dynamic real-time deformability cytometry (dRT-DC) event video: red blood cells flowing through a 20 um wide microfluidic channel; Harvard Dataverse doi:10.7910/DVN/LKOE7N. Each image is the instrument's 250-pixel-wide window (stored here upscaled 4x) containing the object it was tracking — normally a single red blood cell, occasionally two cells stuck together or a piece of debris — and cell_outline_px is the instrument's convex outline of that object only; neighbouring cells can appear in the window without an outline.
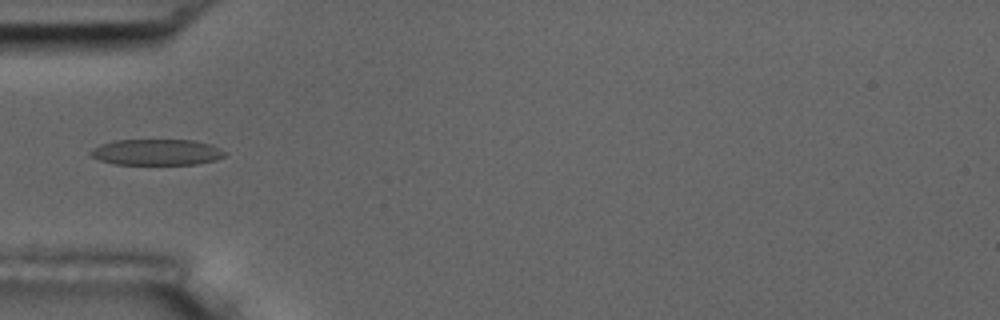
{"species": "common noctule bat (a hibernating species)", "species_latin": "Nyctalus noctula", "temperature_condition": "room temperature", "stored_images_in_passage": 8, "camera_frame_rate_fps": 3000, "um_per_image_px": 0.085, "animal": {"sex": "male", "body_mass_g": 17.5, "forearm_length_mm": 52.3}, "frame": {"image": 1, "passage_image": 3, "time_ms": 2.333, "image_size_px": [1000, 320], "cell_outline_px": [[228, 152], [224, 156], [216, 160], [196, 164], [116, 164], [100, 160], [92, 156], [88, 152], [92, 148], [100, 144], [116, 140], [192, 140], [212, 144]], "centroid_in_image_um": [13.34, 12.93], "position_along_channel_um": 71.7, "area_um2": 20.4}}
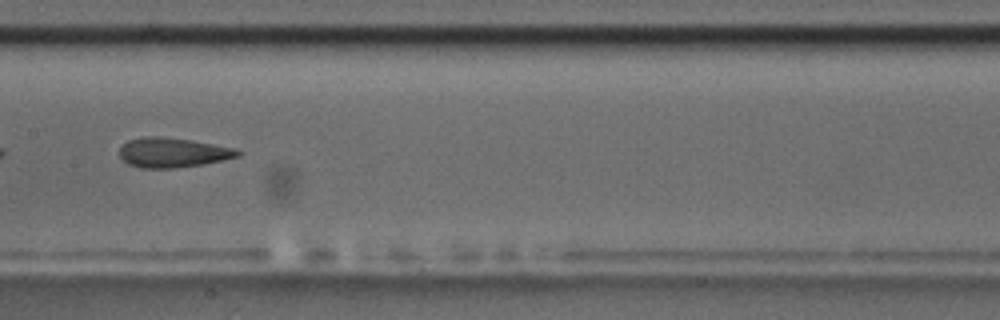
{"frame": {"image": 2, "passage_image": 6, "time_ms": 5.667, "image_size_px": [1000, 320], "cell_outline_px": [[244, 152], [240, 156], [204, 164], [172, 168], [140, 168], [128, 164], [120, 156], [120, 148], [128, 140], [144, 136], [160, 136], [188, 140], [212, 144], [232, 148]], "centroid_in_image_um": [14.67, 12.97], "position_along_channel_um": 192.7, "area_um2": 20.29}}